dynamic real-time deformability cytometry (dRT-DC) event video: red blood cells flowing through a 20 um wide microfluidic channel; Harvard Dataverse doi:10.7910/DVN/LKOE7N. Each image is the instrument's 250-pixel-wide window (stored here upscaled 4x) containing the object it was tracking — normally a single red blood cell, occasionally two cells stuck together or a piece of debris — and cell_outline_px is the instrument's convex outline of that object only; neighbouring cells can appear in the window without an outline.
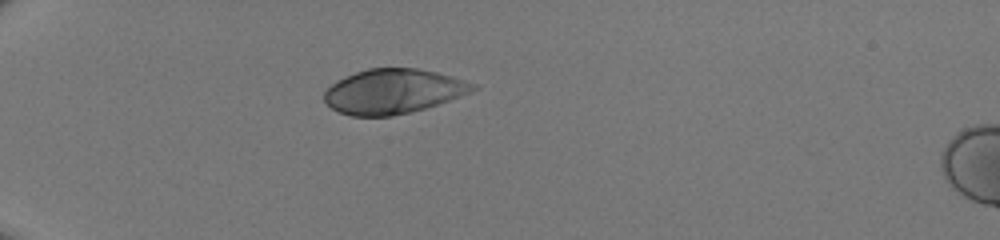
{"species": "human", "species_latin": "Homo sapiens", "temperature_condition": "room temperature", "stored_images_in_passage": 34, "camera_frame_rate_fps": 3000, "um_per_image_px": 0.085, "donor": {"sex": "male"}, "frame": {"image": 1, "passage_image": 1, "time_ms": 0.0, "image_size_px": [1000, 240], "cell_outline_px": [[480, 88], [472, 92], [424, 108], [392, 116], [352, 116], [340, 112], [332, 108], [324, 100], [324, 92], [332, 84], [356, 72], [368, 68], [416, 68], [436, 72], [452, 76], [476, 84]], "centroid_in_image_um": [33.45, 7.76], "position_along_channel_um": 51.6, "area_um2": 38.26}}
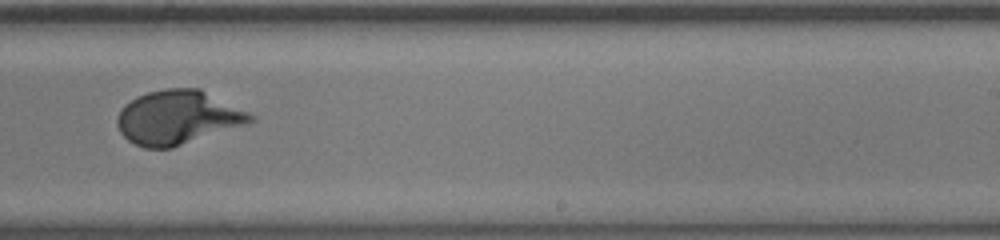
{"frame": {"image": 2, "passage_image": 19, "time_ms": 6.0, "image_size_px": [1000, 240], "cell_outline_px": [[256, 120], [172, 148], [144, 148], [128, 140], [120, 132], [116, 124], [116, 120], [120, 108], [124, 104], [136, 96], [148, 92], [168, 88], [200, 88], [256, 116]], "centroid_in_image_um": [15.07, 9.97], "position_along_channel_um": 273.9, "area_um2": 41.67}}
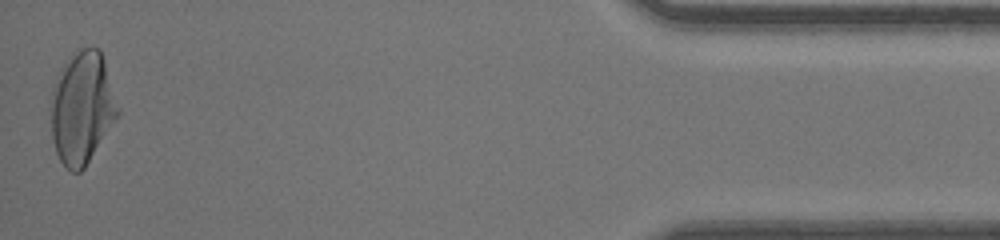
{"frame": {"image": 3, "passage_image": 34, "time_ms": 11.0, "image_size_px": [1000, 240], "cell_outline_px": [[120, 112], [116, 120], [84, 168], [80, 172], [72, 172], [60, 160], [56, 152], [52, 140], [52, 84], [64, 60], [68, 56], [80, 48], [100, 48], [120, 108]], "centroid_in_image_um": [6.98, 9.12], "position_along_channel_um": 428.2, "area_um2": 43.99}}